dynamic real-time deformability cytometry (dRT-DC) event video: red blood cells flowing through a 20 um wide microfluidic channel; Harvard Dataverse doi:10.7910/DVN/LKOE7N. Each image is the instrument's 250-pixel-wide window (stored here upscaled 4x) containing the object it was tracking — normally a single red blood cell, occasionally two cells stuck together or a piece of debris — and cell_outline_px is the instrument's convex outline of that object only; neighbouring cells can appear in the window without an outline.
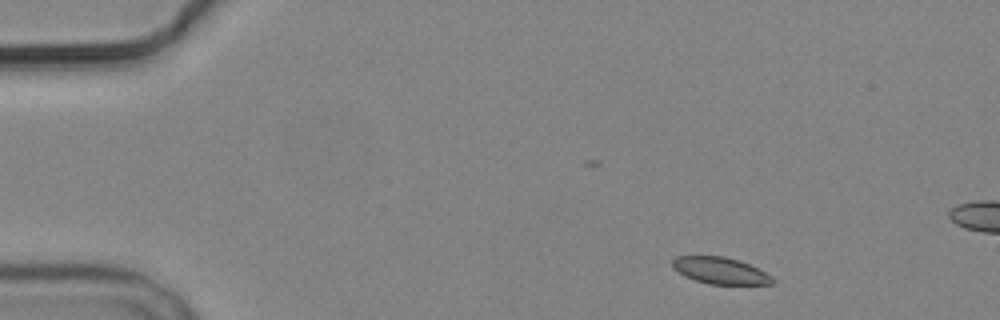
{"species": "common noctule bat (a hibernating species)", "species_latin": "Nyctalus noctula", "temperature_condition": "cold", "stored_images_in_passage": 4, "camera_frame_rate_fps": 3000, "um_per_image_px": 0.085, "animal": {"sex": "male", "body_mass_g": 19.2, "forearm_length_mm": 51.8}, "frame": {"image": 1, "passage_image": 1, "time_ms": 0.0, "image_size_px": [1000, 320], "cell_outline_px": [[776, 284], [708, 284], [684, 276], [672, 268], [672, 260], [676, 256], [724, 256], [740, 260], [772, 276], [776, 280]], "centroid_in_image_um": [61.22, 23.0], "position_along_channel_um": 23.8, "area_um2": 15.61}}